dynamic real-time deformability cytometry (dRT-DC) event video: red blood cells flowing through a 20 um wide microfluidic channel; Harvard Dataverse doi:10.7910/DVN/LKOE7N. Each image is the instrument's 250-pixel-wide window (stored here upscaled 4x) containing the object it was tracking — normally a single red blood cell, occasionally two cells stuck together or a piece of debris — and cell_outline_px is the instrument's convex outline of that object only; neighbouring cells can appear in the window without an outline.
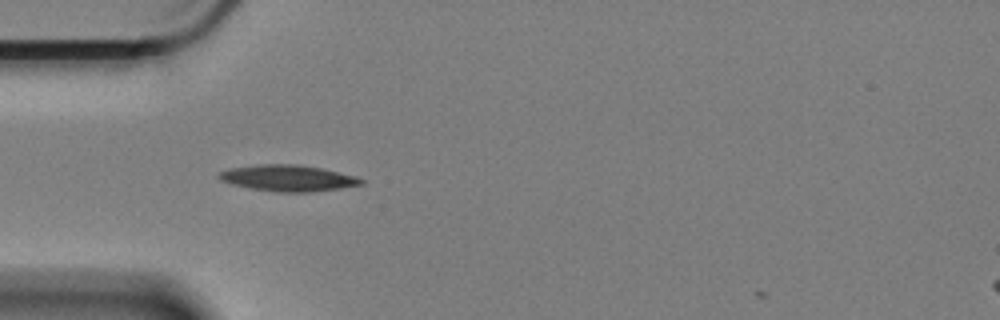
{"species": "Egyptian fruit bat (a non-hibernating species)", "species_latin": "Rousettus aegyptiacus", "temperature_condition": "cold", "stored_images_in_passage": 42, "camera_frame_rate_fps": 3000, "um_per_image_px": 0.085, "animal": {"sex": "female"}, "frame": {"image": 1, "passage_image": 1, "time_ms": 0.0, "image_size_px": [1000, 320], "cell_outline_px": [[364, 184], [340, 188], [308, 192], [276, 192], [252, 188], [232, 184], [220, 180], [216, 176], [220, 172], [232, 168], [260, 164], [296, 164], [320, 168], [356, 176], [364, 180]], "centroid_in_image_um": [24.48, 15.14], "position_along_channel_um": 60.5, "area_um2": 21.5}}
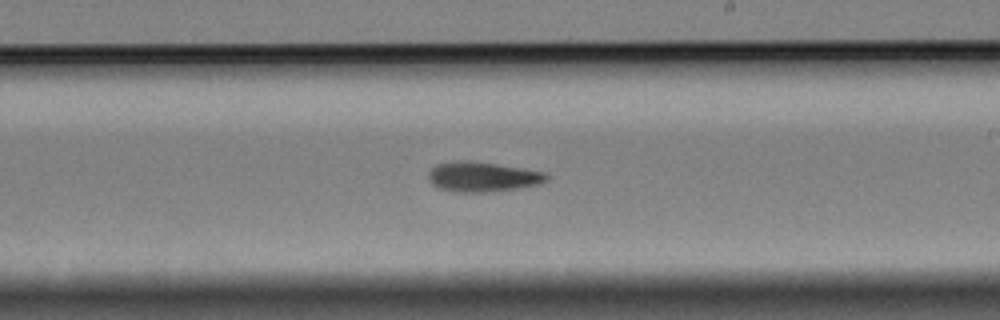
{"frame": {"image": 2, "passage_image": 18, "time_ms": 5.667, "image_size_px": [1000, 320], "cell_outline_px": [[548, 180], [540, 184], [520, 188], [484, 192], [456, 192], [440, 188], [432, 184], [428, 180], [428, 172], [436, 164], [460, 160], [468, 160], [496, 164], [544, 172], [548, 176]], "centroid_in_image_um": [41.0, 15.03], "position_along_channel_um": 248.0, "area_um2": 20.52}}
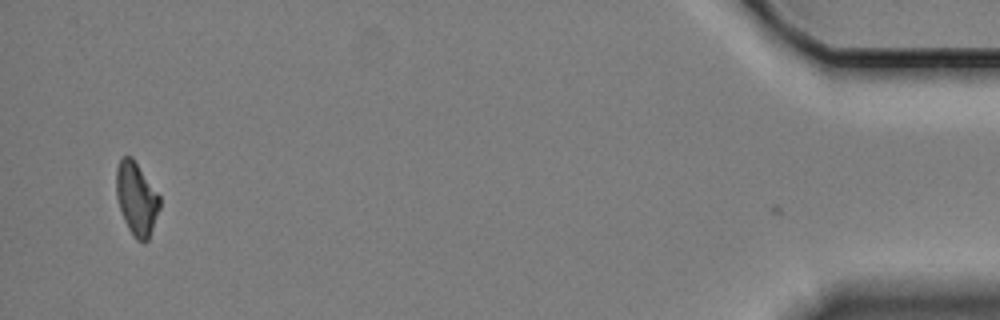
{"frame": {"image": 3, "passage_image": 41, "time_ms": 13.333, "image_size_px": [1000, 320], "cell_outline_px": [[160, 208], [148, 240], [144, 244], [136, 240], [128, 228], [124, 220], [116, 196], [116, 168], [120, 160], [124, 156], [132, 156], [160, 196]], "centroid_in_image_um": [11.6, 16.9], "position_along_channel_um": 423.6, "area_um2": 18.5}, "authors_computed_cell_mechanics": {"area_um2": 19.7387, "velocity_mm_per_s": 3.3388, "shape_relaxation_time_tau1_ms": 9.0678, "shape_relaxation_time_tau2_ms": null, "deformation_change_tau1": 0.1683, "deformation_change_tau2": null}}